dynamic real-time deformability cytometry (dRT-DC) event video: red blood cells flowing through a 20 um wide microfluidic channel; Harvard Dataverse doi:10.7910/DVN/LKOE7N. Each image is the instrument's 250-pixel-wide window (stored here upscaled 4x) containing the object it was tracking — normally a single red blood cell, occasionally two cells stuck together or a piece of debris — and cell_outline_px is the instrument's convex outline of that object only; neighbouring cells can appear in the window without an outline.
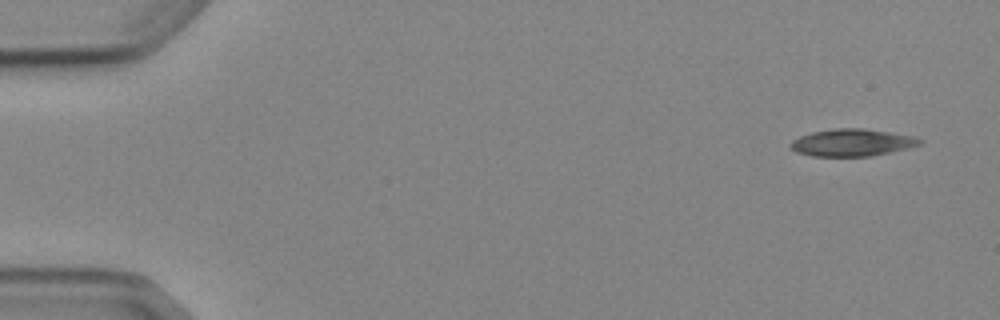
{"species": "Egyptian fruit bat (a non-hibernating species)", "species_latin": "Rousettus aegyptiacus", "temperature_condition": "cold", "stored_images_in_passage": 8, "camera_frame_rate_fps": 3000, "um_per_image_px": 0.085, "animal": {"sex": "female"}, "frame": {"image": 1, "passage_image": 1, "time_ms": 0.0, "image_size_px": [1000, 320], "cell_outline_px": [[924, 140], [920, 144], [908, 148], [872, 156], [812, 156], [796, 152], [788, 144], [792, 140], [800, 136], [812, 132], [836, 128], [860, 128], [916, 136]], "centroid_in_image_um": [72.43, 12.12], "position_along_channel_um": 12.6, "area_um2": 20.46}}
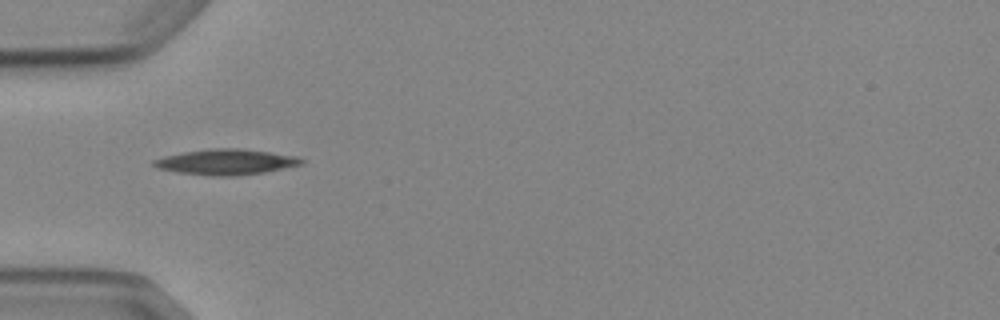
{"frame": {"image": 2, "passage_image": 5, "time_ms": 4.667, "image_size_px": [1000, 320], "cell_outline_px": [[304, 164], [264, 172], [232, 176], [212, 176], [176, 172], [156, 168], [152, 164], [152, 160], [164, 156], [184, 152], [208, 148], [240, 148], [296, 156], [304, 160]], "centroid_in_image_um": [19.18, 13.76], "position_along_channel_um": 65.8, "area_um2": 22.02}}
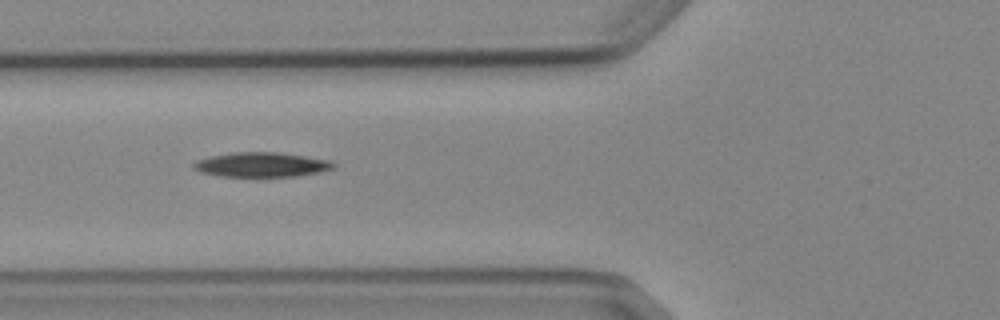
{"frame": {"image": 3, "passage_image": 6, "time_ms": 5.667, "image_size_px": [1000, 320], "cell_outline_px": [[336, 168], [320, 172], [296, 176], [216, 176], [200, 172], [192, 168], [192, 164], [196, 160], [212, 156], [232, 152], [276, 152], [332, 160], [336, 164]], "centroid_in_image_um": [22.23, 13.99], "position_along_channel_um": 103.6, "area_um2": 20.17}}